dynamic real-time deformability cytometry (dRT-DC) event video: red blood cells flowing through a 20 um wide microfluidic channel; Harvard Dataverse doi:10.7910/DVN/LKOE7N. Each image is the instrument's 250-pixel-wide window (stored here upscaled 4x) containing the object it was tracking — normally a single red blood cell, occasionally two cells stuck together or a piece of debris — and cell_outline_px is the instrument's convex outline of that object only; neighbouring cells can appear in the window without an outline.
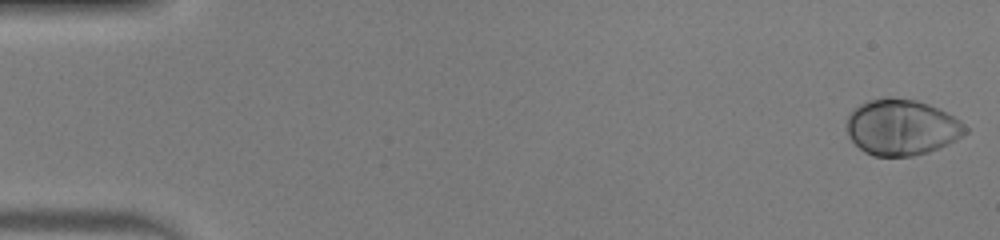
{"species": "human", "species_latin": "Homo sapiens", "temperature_condition": "warm", "stored_images_in_passage": 51, "camera_frame_rate_fps": 3000, "um_per_image_px": 0.085, "donor": {"sex": "male"}, "frame": {"image": 1, "passage_image": 1, "time_ms": 0.0, "image_size_px": [1000, 240], "cell_outline_px": [[968, 132], [956, 140], [948, 144], [928, 152], [912, 156], [872, 156], [864, 152], [848, 136], [848, 116], [852, 108], [868, 100], [884, 96], [892, 96], [916, 100], [928, 104], [960, 120], [968, 128]], "centroid_in_image_um": [76.63, 10.81], "position_along_channel_um": 8.4, "area_um2": 38.78}}
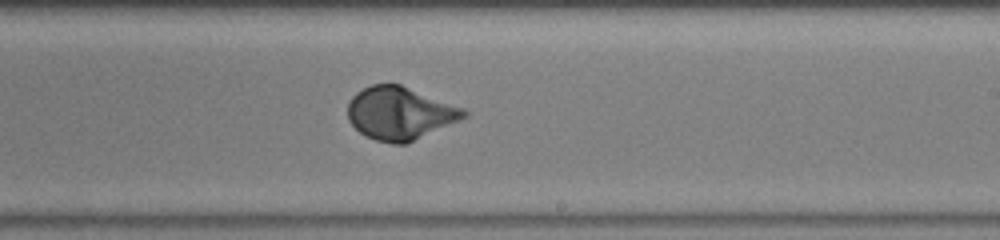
{"frame": {"image": 2, "passage_image": 31, "time_ms": 10.0, "image_size_px": [1000, 240], "cell_outline_px": [[468, 116], [460, 120], [404, 144], [392, 144], [376, 140], [364, 136], [348, 120], [348, 100], [356, 92], [372, 84], [400, 84], [464, 108], [468, 112]], "centroid_in_image_um": [33.97, 9.62], "position_along_channel_um": 255.0, "area_um2": 35.6}}
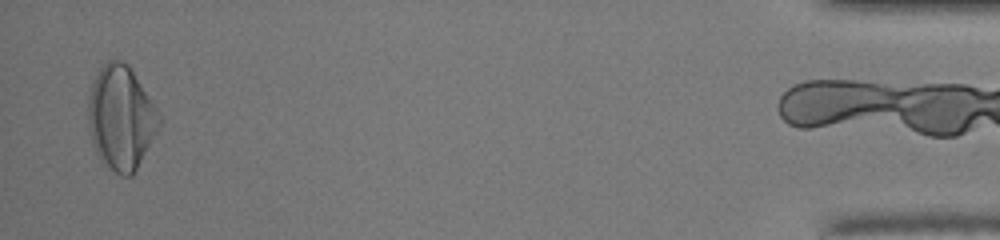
{"frame": {"image": 3, "passage_image": 50, "time_ms": 16.333, "image_size_px": [1000, 240], "cell_outline_px": [[164, 120], [132, 176], [120, 176], [100, 160], [92, 144], [88, 132], [88, 100], [92, 80], [100, 68], [108, 60], [116, 56], [128, 64], [160, 112]], "centroid_in_image_um": [10.29, 9.98], "position_along_channel_um": 424.9, "area_um2": 43.7}, "authors_computed_cell_mechanics": {"area_um2": 36.0094, "velocity_mm_per_s": 4.0298, "shape_relaxation_time_tau1_ms": 2.9668, "shape_relaxation_time_tau2_ms": null, "deformation_change_tau1": 0.1892, "deformation_change_tau2": null}}